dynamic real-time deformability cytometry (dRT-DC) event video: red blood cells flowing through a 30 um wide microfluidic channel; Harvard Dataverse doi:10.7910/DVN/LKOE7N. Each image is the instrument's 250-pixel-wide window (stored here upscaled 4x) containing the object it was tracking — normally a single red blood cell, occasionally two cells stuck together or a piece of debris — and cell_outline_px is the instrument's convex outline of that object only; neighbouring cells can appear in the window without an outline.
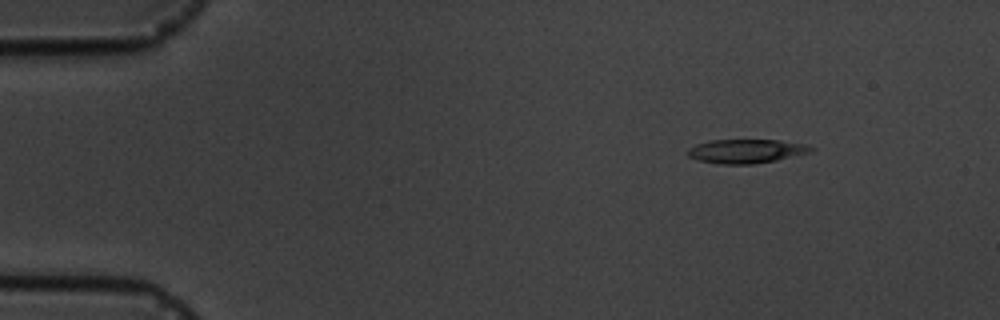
{"species": "common noctule bat (a hibernating species)", "species_latin": "Nyctalus noctula", "temperature_condition": "cold", "stored_images_in_passage": 3, "camera_frame_rate_fps": 3000, "um_per_image_px": 0.085, "animal": {"sex": "male", "body_mass_g": 19.5, "forearm_length_mm": 54.6}, "frame": {"image": 1, "passage_image": 1, "time_ms": 0.0, "image_size_px": [1000, 320], "cell_outline_px": [[816, 148], [812, 152], [776, 160], [756, 164], [720, 164], [700, 160], [688, 156], [688, 148], [696, 144], [712, 140], [780, 140], [804, 144]], "centroid_in_image_um": [63.46, 12.85], "position_along_channel_um": 21.5, "area_um2": 17.17}}
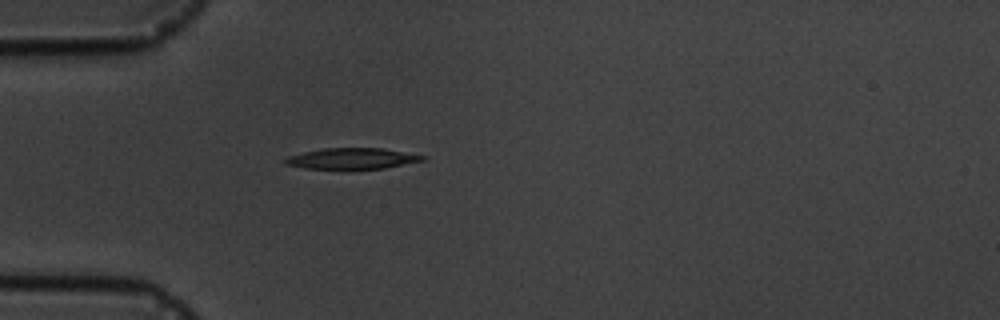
{"frame": {"image": 2, "passage_image": 3, "time_ms": 3.0, "image_size_px": [1000, 320], "cell_outline_px": [[424, 160], [384, 168], [344, 172], [304, 168], [284, 164], [284, 160], [288, 156], [304, 152], [324, 148], [384, 148], [424, 156]], "centroid_in_image_um": [29.84, 13.52], "position_along_channel_um": 55.2, "area_um2": 17.51}}